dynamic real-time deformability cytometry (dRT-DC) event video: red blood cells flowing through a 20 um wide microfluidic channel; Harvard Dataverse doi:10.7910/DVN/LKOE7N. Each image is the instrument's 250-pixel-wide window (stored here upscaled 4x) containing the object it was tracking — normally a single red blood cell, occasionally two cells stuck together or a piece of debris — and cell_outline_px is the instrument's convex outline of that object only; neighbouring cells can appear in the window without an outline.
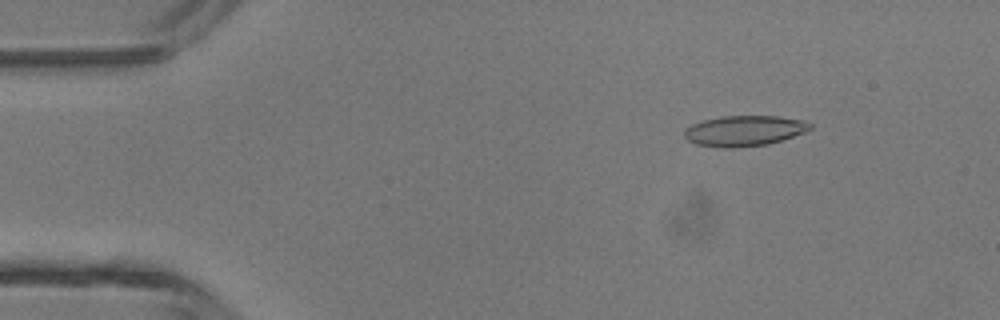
{"species": "common noctule bat (a hibernating species)", "species_latin": "Nyctalus noctula", "temperature_condition": "room temperature", "stored_images_in_passage": 4, "camera_frame_rate_fps": 3000, "um_per_image_px": 0.085, "animal": {"sex": "male", "body_mass_g": 13.3}, "frame": {"image": 1, "passage_image": 2, "time_ms": 0.333, "image_size_px": [1000, 320], "cell_outline_px": [[812, 128], [804, 132], [768, 144], [728, 148], [724, 148], [696, 144], [688, 140], [684, 136], [684, 128], [692, 124], [704, 120], [720, 116], [776, 116], [808, 120], [812, 124]], "centroid_in_image_um": [63.26, 11.1], "position_along_channel_um": 21.7, "area_um2": 22.37}}
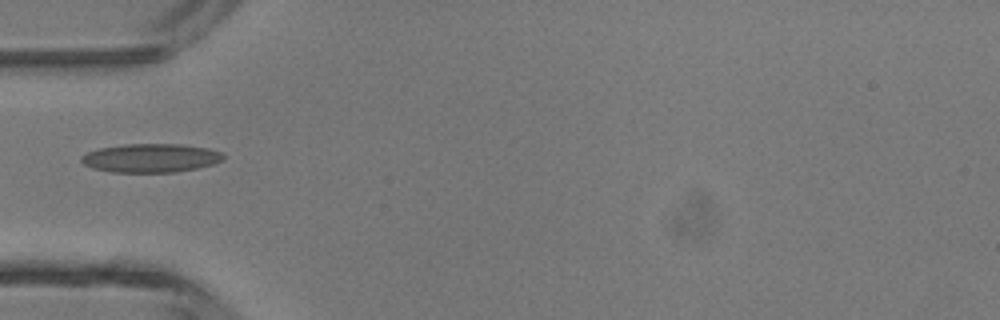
{"frame": {"image": 2, "passage_image": 4, "time_ms": 1.0, "image_size_px": [1000, 320], "cell_outline_px": [[224, 160], [216, 164], [196, 168], [172, 172], [112, 172], [92, 168], [84, 164], [80, 160], [80, 156], [88, 152], [100, 148], [124, 144], [180, 144], [208, 148], [220, 152], [224, 156]], "centroid_in_image_um": [12.82, 13.43], "position_along_channel_um": 72.2, "area_um2": 23.76}}